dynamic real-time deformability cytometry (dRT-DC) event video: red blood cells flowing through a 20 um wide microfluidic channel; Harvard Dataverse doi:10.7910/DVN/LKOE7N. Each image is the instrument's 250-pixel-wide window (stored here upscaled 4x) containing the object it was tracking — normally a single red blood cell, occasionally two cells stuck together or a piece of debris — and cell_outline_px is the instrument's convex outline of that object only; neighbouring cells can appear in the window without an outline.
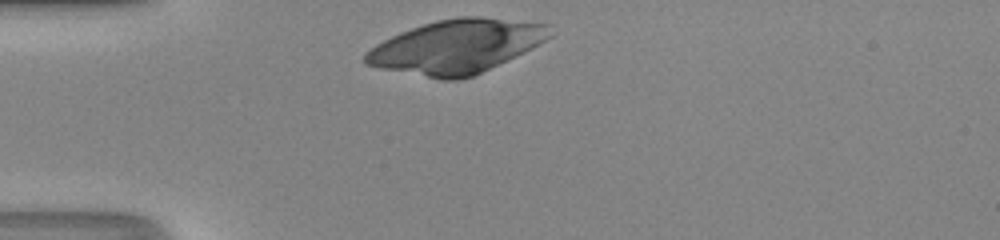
{"species": "human", "species_latin": "Homo sapiens", "temperature_condition": "room temperature", "stored_images_in_passage": 27, "camera_frame_rate_fps": 3000, "um_per_image_px": 0.085, "donor": {"sex": "male"}, "frame": {"image": 1, "passage_image": 1, "time_ms": 0.0, "image_size_px": [1000, 240], "cell_outline_px": [[552, 36], [532, 48], [472, 76], [456, 80], [444, 80], [380, 68], [364, 64], [360, 60], [364, 52], [376, 44], [400, 32], [436, 20], [460, 16], [480, 16], [548, 24]], "centroid_in_image_um": [38.74, 3.95], "position_along_channel_um": 46.3, "area_um2": 57.28}}